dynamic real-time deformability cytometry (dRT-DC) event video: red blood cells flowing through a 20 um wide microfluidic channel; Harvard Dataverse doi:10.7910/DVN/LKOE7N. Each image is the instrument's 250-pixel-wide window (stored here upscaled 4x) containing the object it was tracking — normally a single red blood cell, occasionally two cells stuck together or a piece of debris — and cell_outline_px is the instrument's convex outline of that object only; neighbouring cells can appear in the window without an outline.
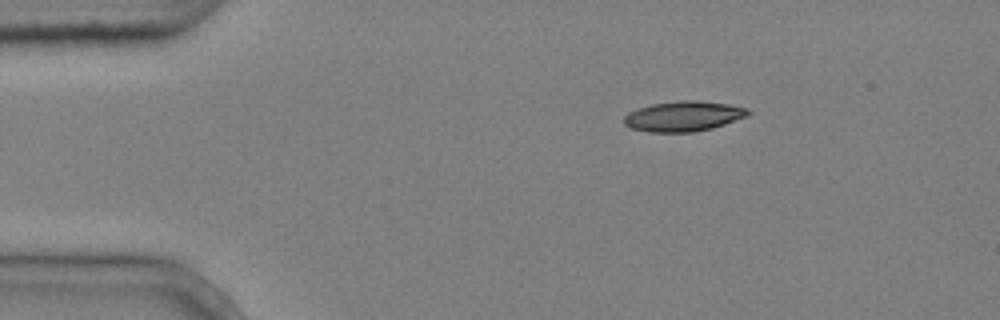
{"species": "common noctule bat (a hibernating species)", "species_latin": "Nyctalus noctula", "temperature_condition": "cold", "stored_images_in_passage": 4, "camera_frame_rate_fps": 3000, "um_per_image_px": 0.085, "animal": {"sex": "male", "body_mass_g": 20.4}, "frame": {"image": 1, "passage_image": 2, "time_ms": 0.333, "image_size_px": [1000, 320], "cell_outline_px": [[752, 112], [748, 116], [712, 128], [692, 132], [648, 132], [632, 128], [624, 124], [624, 116], [628, 112], [652, 104], [680, 100], [696, 100], [728, 104], [748, 108]], "centroid_in_image_um": [58.11, 9.88], "position_along_channel_um": 26.9, "area_um2": 21.79}}